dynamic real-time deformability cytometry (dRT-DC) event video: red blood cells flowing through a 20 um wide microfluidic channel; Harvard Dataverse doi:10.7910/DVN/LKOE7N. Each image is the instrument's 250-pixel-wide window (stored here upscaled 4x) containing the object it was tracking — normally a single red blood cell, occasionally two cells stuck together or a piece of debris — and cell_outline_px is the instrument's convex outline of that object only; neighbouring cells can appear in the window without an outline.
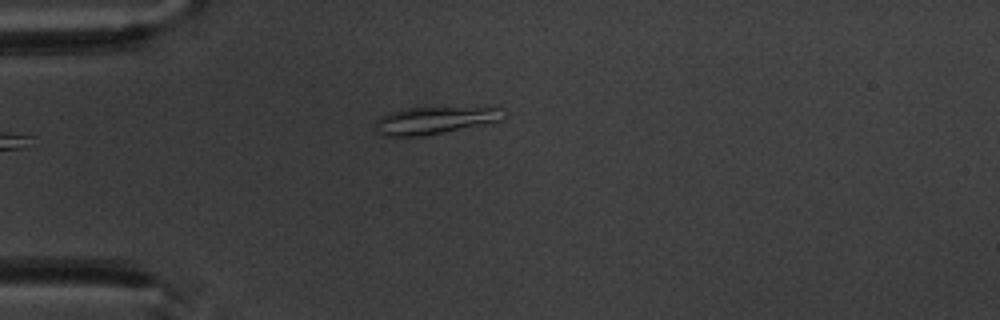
{"species": "common noctule bat (a hibernating species)", "species_latin": "Nyctalus noctula", "temperature_condition": "warm", "stored_images_in_passage": 4, "camera_frame_rate_fps": 3000, "um_per_image_px": 0.085, "animal": {"sex": "male", "body_mass_g": 20.1, "forearm_length_mm": 53.5}, "frame": {"image": 1, "passage_image": 4, "time_ms": 3.667, "image_size_px": [1000, 320], "cell_outline_px": [[504, 120], [424, 136], [388, 136], [380, 132], [376, 128], [376, 120], [380, 116], [392, 112], [408, 108], [500, 108]], "centroid_in_image_um": [36.93, 10.24], "position_along_channel_um": 48.1, "area_um2": 19.77}}